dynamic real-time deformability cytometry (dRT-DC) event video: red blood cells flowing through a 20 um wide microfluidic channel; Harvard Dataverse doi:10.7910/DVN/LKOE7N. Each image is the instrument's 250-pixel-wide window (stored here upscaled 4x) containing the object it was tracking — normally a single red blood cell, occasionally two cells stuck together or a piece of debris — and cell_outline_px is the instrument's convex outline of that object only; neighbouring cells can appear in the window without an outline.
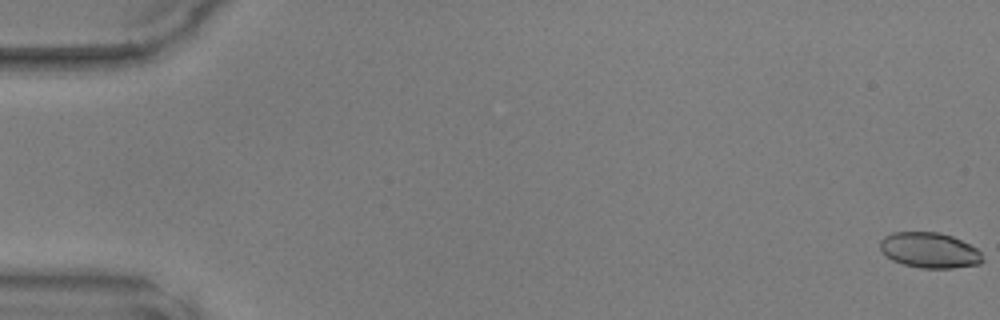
{"species": "common noctule bat (a hibernating species)", "species_latin": "Nyctalus noctula", "temperature_condition": "warm", "stored_images_in_passage": 49, "camera_frame_rate_fps": 3000, "um_per_image_px": 0.085, "animal": {"sex": "male", "body_mass_g": 17.9, "forearm_length_mm": 54.2}, "frame": {"image": 1, "passage_image": 1, "time_ms": 0.0, "image_size_px": [1000, 320], "cell_outline_px": [[984, 260], [980, 264], [952, 268], [920, 268], [904, 264], [892, 260], [880, 248], [880, 240], [884, 236], [892, 232], [936, 232], [952, 236], [976, 248], [980, 252]], "centroid_in_image_um": [79.01, 21.27], "position_along_channel_um": 6.0, "area_um2": 21.04}}
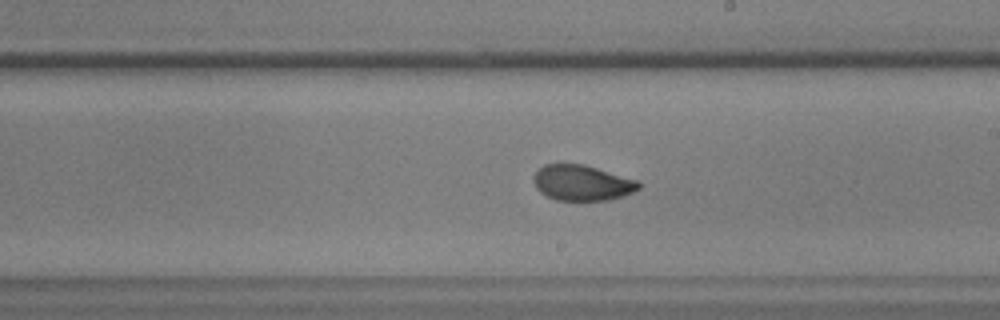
{"frame": {"image": 2, "passage_image": 29, "time_ms": 9.333, "image_size_px": [1000, 320], "cell_outline_px": [[640, 188], [632, 192], [608, 200], [556, 200], [540, 192], [536, 188], [532, 180], [532, 176], [544, 164], [584, 164], [636, 180], [640, 184]], "centroid_in_image_um": [49.42, 15.54], "position_along_channel_um": 239.6, "area_um2": 21.56}}
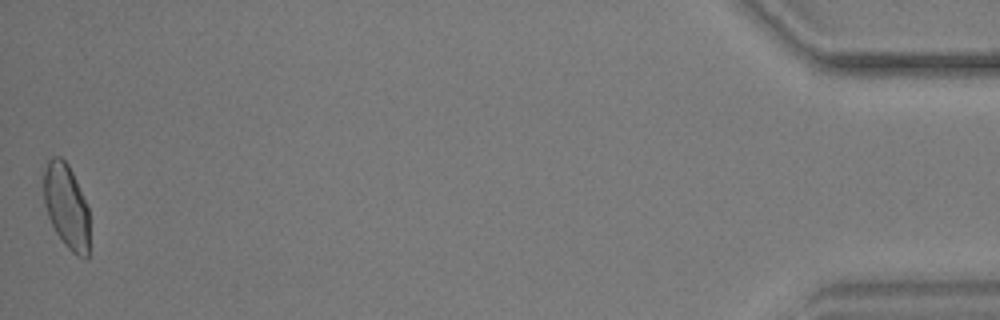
{"frame": {"image": 3, "passage_image": 49, "time_ms": 16.0, "image_size_px": [1000, 320], "cell_outline_px": [[88, 256], [84, 260], [76, 256], [64, 244], [56, 232], [48, 216], [44, 204], [44, 168], [48, 160], [52, 156], [60, 156], [68, 164], [76, 180], [88, 208]], "centroid_in_image_um": [5.63, 17.53], "position_along_channel_um": 429.6, "area_um2": 22.48}}